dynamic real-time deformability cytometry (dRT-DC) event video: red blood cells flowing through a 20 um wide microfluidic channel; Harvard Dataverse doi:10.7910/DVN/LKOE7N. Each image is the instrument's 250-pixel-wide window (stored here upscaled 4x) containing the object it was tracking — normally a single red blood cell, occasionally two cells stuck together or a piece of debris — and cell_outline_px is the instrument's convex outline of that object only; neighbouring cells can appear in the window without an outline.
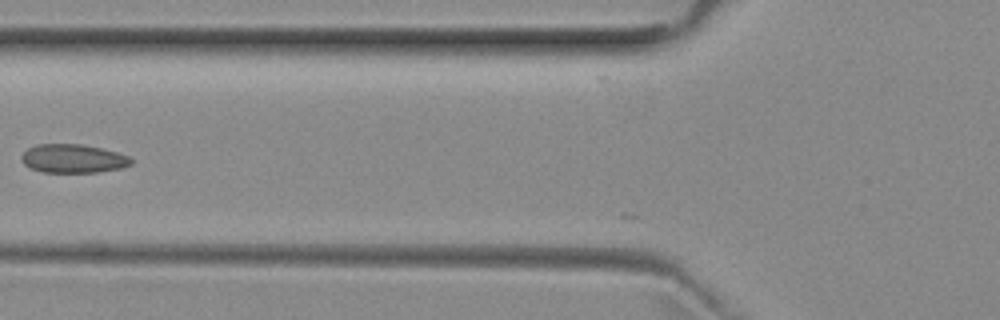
{"species": "common noctule bat (a hibernating species)", "species_latin": "Nyctalus noctula", "temperature_condition": "room temperature", "stored_images_in_passage": 34, "camera_frame_rate_fps": 3000, "um_per_image_px": 0.085, "animal": {"sex": "female", "body_mass_g": 29.2, "forearm_length_mm": 56.3}, "frame": {"image": 1, "passage_image": 3, "time_ms": 0.667, "image_size_px": [1000, 320], "cell_outline_px": [[132, 164], [120, 168], [96, 172], [40, 172], [28, 168], [20, 160], [20, 156], [28, 148], [36, 144], [80, 144], [100, 148], [116, 152], [128, 156], [132, 160]], "centroid_in_image_um": [6.15, 13.48], "position_along_channel_um": 119.7, "area_um2": 18.32}}
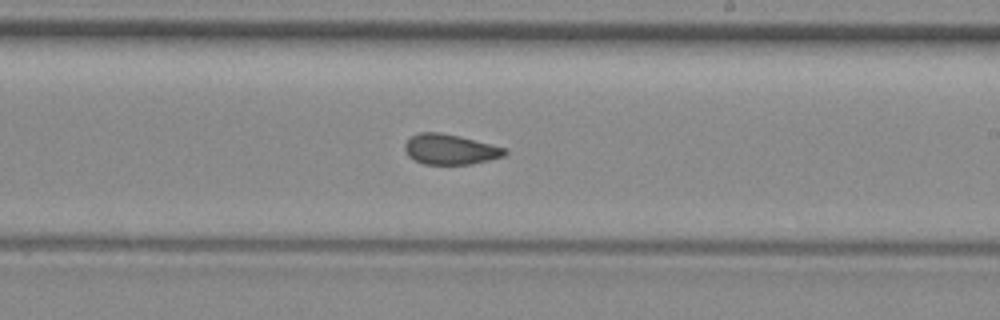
{"frame": {"image": 2, "passage_image": 13, "time_ms": 4.0, "image_size_px": [1000, 320], "cell_outline_px": [[508, 152], [504, 156], [472, 164], [424, 164], [408, 156], [404, 148], [404, 144], [412, 136], [420, 132], [440, 132], [460, 136], [508, 148]], "centroid_in_image_um": [38.29, 12.69], "position_along_channel_um": 250.7, "area_um2": 17.69}}
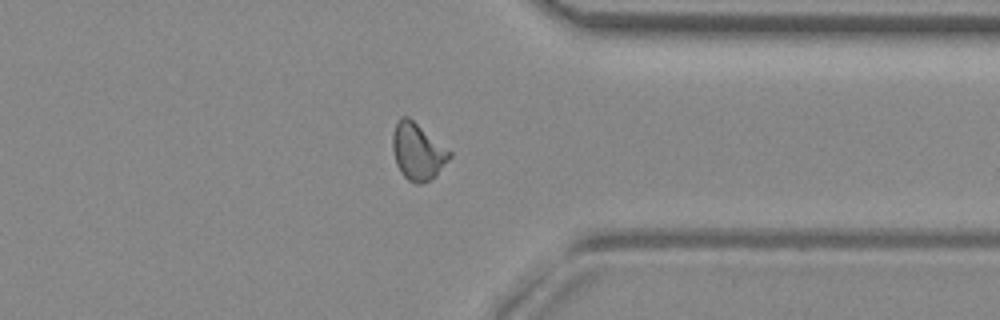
{"frame": {"image": 3, "passage_image": 23, "time_ms": 7.333, "image_size_px": [1000, 320], "cell_outline_px": [[452, 156], [436, 176], [432, 180], [420, 184], [416, 184], [408, 180], [400, 172], [396, 164], [392, 148], [392, 136], [396, 120], [400, 116], [408, 116], [452, 152]], "centroid_in_image_um": [35.49, 12.89], "position_along_channel_um": 375.9, "area_um2": 19.07}}